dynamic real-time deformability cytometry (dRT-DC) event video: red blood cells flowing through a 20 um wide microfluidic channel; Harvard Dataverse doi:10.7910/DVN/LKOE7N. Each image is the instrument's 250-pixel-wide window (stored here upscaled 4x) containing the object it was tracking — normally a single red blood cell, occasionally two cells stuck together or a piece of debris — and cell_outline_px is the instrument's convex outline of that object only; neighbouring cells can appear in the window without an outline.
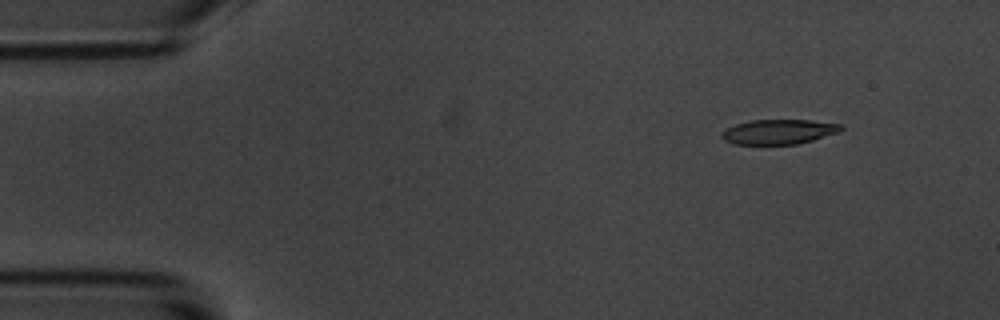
{"species": "common noctule bat (a hibernating species)", "species_latin": "Nyctalus noctula", "temperature_condition": "room temperature", "stored_images_in_passage": 6, "segment_of_instrument_passage": [1, 2], "camera_frame_rate_fps": 3000, "um_per_image_px": 0.085, "animal": {"sex": "male", "body_mass_g": 20.1, "forearm_length_mm": 53.5}, "frame": {"image": 1, "passage_image": 2, "time_ms": 1.333, "image_size_px": [1000, 320], "cell_outline_px": [[844, 128], [840, 132], [812, 140], [796, 144], [732, 144], [724, 140], [720, 136], [720, 132], [736, 124], [748, 120], [812, 120], [844, 124]], "centroid_in_image_um": [66.21, 11.19], "position_along_channel_um": 18.8, "area_um2": 17.4}}